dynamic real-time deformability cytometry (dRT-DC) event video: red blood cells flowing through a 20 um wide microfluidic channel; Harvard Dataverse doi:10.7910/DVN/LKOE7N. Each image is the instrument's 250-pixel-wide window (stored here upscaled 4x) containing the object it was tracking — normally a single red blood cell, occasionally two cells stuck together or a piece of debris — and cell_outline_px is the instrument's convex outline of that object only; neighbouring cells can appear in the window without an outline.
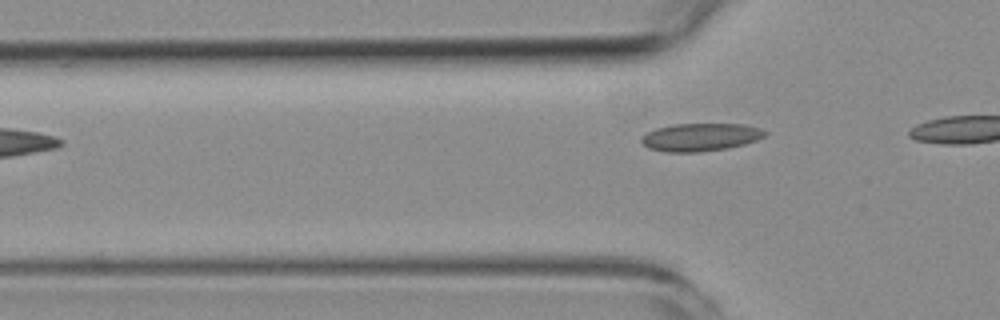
{"species": "common noctule bat (a hibernating species)", "species_latin": "Nyctalus noctula", "temperature_condition": "room temperature", "stored_images_in_passage": 2, "camera_frame_rate_fps": 3000, "um_per_image_px": 0.085, "animal": {"sex": "female", "body_mass_g": 19.3, "forearm_length_mm": 54.1}, "frame": {"image": 1, "passage_image": 2, "time_ms": 1.333, "image_size_px": [1000, 320], "cell_outline_px": [[768, 132], [764, 136], [756, 140], [744, 144], [728, 148], [696, 152], [664, 152], [648, 148], [640, 140], [640, 136], [656, 128], [672, 124], [744, 124], [760, 128]], "centroid_in_image_um": [59.51, 11.65], "position_along_channel_um": 66.3, "area_um2": 20.11}}